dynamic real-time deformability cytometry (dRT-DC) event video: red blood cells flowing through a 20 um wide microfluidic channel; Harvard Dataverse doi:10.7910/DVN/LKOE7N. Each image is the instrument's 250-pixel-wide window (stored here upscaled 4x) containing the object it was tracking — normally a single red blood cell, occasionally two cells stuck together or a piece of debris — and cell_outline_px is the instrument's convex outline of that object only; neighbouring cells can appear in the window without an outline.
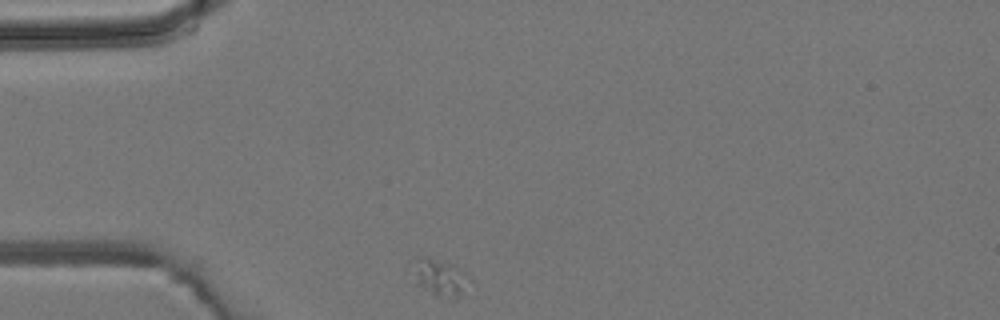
{"species": "common noctule bat (a hibernating species)", "species_latin": "Nyctalus noctula", "temperature_condition": "room temperature", "stored_images_in_passage": 5, "camera_frame_rate_fps": 3000, "um_per_image_px": 0.085, "animal": {"sex": "male", "body_mass_g": 19.2, "forearm_length_mm": 51.8}, "frame": {"image": 1, "passage_image": 1, "time_ms": 0.0, "image_size_px": [1000, 320], "cell_outline_px": [[472, 280], [460, 296], [436, 296], [416, 284], [408, 260], [416, 256], [424, 256], [452, 264], [460, 268]], "centroid_in_image_um": [37.3, 23.51], "position_along_channel_um": 47.7, "area_um2": 12.48}}